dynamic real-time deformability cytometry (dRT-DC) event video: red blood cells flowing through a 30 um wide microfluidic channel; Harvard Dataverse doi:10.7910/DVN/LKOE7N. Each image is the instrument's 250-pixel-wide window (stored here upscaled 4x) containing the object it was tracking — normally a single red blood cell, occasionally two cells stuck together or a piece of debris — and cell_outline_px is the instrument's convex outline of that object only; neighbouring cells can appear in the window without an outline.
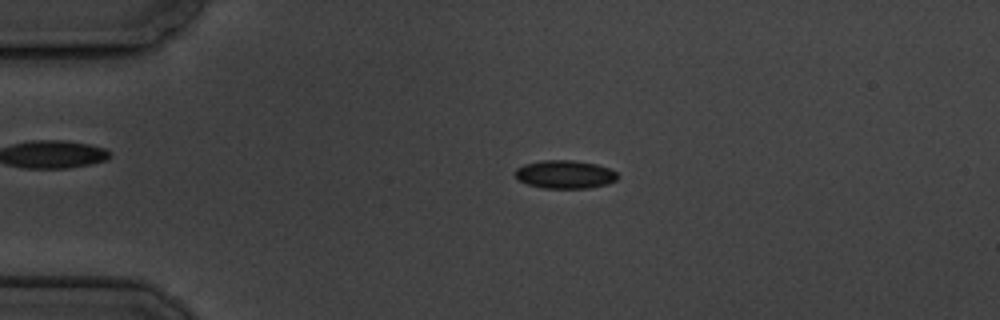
{"species": "common noctule bat (a hibernating species)", "species_latin": "Nyctalus noctula", "temperature_condition": "cold", "stored_images_in_passage": 4, "camera_frame_rate_fps": 3000, "um_per_image_px": 0.085, "animal": {"sex": "male", "body_mass_g": 19.5, "forearm_length_mm": 54.6}, "frame": {"image": 1, "passage_image": 3, "time_ms": 2.333, "image_size_px": [1000, 320], "cell_outline_px": [[620, 176], [616, 180], [608, 184], [588, 188], [544, 188], [528, 184], [516, 180], [516, 168], [524, 164], [540, 160], [572, 160], [596, 164], [608, 168], [616, 172]], "centroid_in_image_um": [48.02, 14.82], "position_along_channel_um": 37.0, "area_um2": 16.94}}